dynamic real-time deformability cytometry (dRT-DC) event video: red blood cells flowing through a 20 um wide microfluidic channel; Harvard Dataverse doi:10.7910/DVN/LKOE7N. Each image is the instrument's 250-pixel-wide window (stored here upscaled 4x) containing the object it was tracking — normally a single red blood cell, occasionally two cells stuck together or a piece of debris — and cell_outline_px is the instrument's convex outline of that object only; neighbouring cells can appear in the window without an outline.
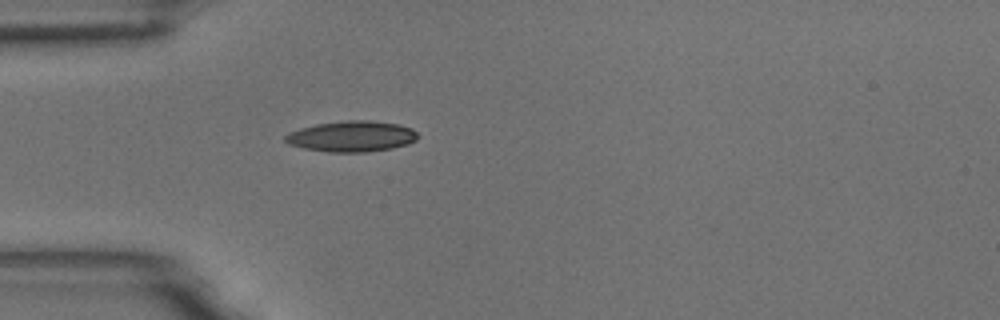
{"species": "common noctule bat (a hibernating species)", "species_latin": "Nyctalus noctula", "temperature_condition": "room temperature", "stored_images_in_passage": 41, "camera_frame_rate_fps": 3000, "um_per_image_px": 0.085, "animal": {"sex": "male", "body_mass_g": 18.8}, "frame": {"image": 1, "passage_image": 1, "time_ms": 0.0, "image_size_px": [1000, 320], "cell_outline_px": [[416, 140], [408, 144], [392, 148], [368, 152], [328, 152], [304, 148], [288, 144], [284, 140], [284, 136], [300, 128], [316, 124], [348, 120], [368, 120], [400, 124], [412, 128], [416, 132]], "centroid_in_image_um": [29.9, 11.59], "position_along_channel_um": 55.1, "area_um2": 23.76}}
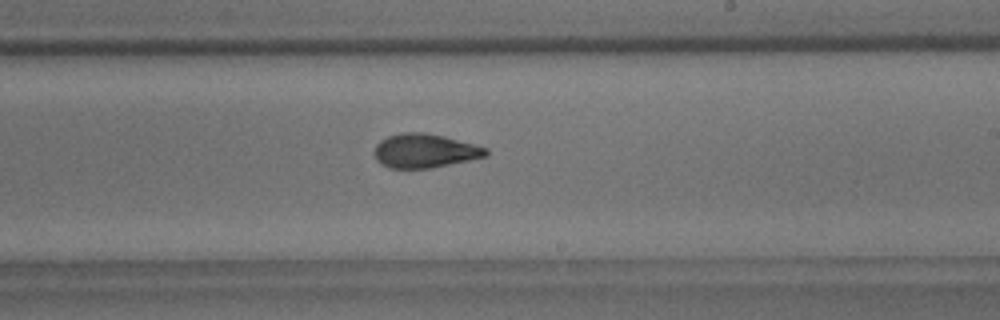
{"frame": {"image": 2, "passage_image": 18, "time_ms": 5.667, "image_size_px": [1000, 320], "cell_outline_px": [[488, 152], [484, 156], [468, 160], [428, 168], [388, 168], [380, 164], [376, 160], [376, 144], [380, 140], [388, 136], [400, 132], [424, 132], [444, 136], [488, 148]], "centroid_in_image_um": [36.06, 12.81], "position_along_channel_um": 252.9, "area_um2": 21.85}}
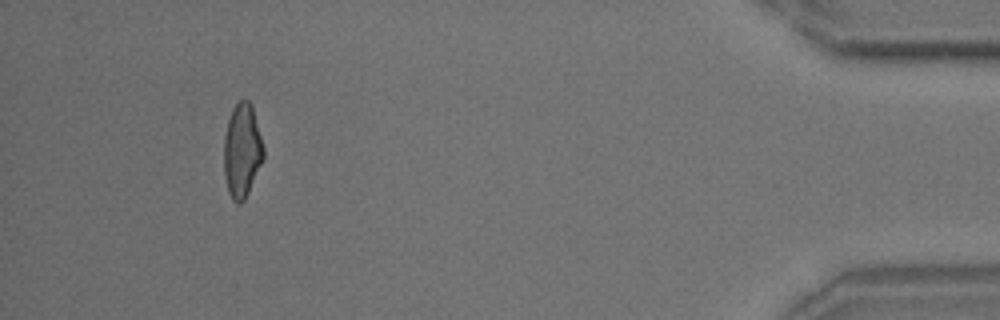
{"frame": {"image": 3, "passage_image": 37, "time_ms": 12.0, "image_size_px": [1000, 320], "cell_outline_px": [[264, 160], [244, 200], [240, 204], [236, 204], [232, 200], [228, 192], [224, 172], [224, 136], [228, 120], [232, 108], [240, 100], [248, 100], [252, 104], [264, 148]], "centroid_in_image_um": [20.58, 12.81], "position_along_channel_um": 414.6, "area_um2": 21.85}, "authors_computed_cell_mechanics": {"area_um2": 22.0218, "velocity_mm_per_s": 3.5788, "shape_relaxation_time_tau1_ms": 7.5658, "shape_relaxation_time_tau2_ms": 1.803, "deformation_change_tau1": 0.1993, "deformation_change_tau2": 0.0925}}